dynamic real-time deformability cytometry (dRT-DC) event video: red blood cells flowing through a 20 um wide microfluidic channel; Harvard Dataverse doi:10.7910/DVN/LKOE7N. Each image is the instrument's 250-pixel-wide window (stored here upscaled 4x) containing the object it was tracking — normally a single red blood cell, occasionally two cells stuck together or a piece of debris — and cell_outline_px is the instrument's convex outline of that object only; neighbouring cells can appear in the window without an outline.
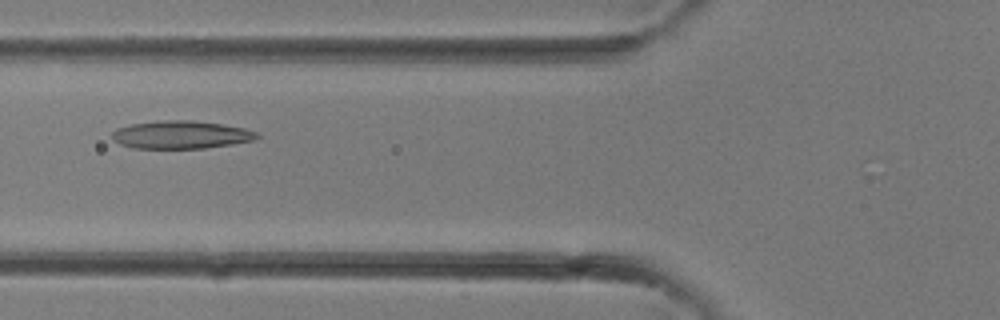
{"species": "common noctule bat (a hibernating species)", "species_latin": "Nyctalus noctula", "temperature_condition": "room temperature", "stored_images_in_passage": 22, "camera_frame_rate_fps": 3000, "um_per_image_px": 0.085, "animal": {"sex": "female"}, "frame": {"image": 1, "passage_image": 4, "time_ms": 1.0, "image_size_px": [1000, 320], "cell_outline_px": [[260, 136], [256, 140], [232, 144], [204, 148], [132, 148], [120, 144], [112, 140], [112, 132], [116, 128], [132, 124], [156, 120], [192, 120], [220, 124], [244, 128], [256, 132]], "centroid_in_image_um": [15.36, 11.45], "position_along_channel_um": 110.4, "area_um2": 23.64}}
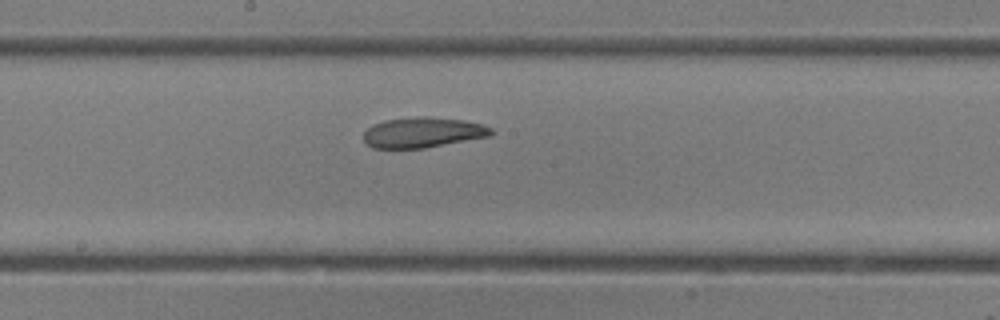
{"frame": {"image": 2, "passage_image": 9, "time_ms": 2.667, "image_size_px": [1000, 320], "cell_outline_px": [[496, 132], [492, 136], [424, 148], [372, 148], [364, 144], [364, 132], [372, 124], [384, 120], [420, 116], [428, 116], [464, 120], [484, 124], [492, 128]], "centroid_in_image_um": [35.97, 11.25], "position_along_channel_um": 212.2, "area_um2": 22.95}}
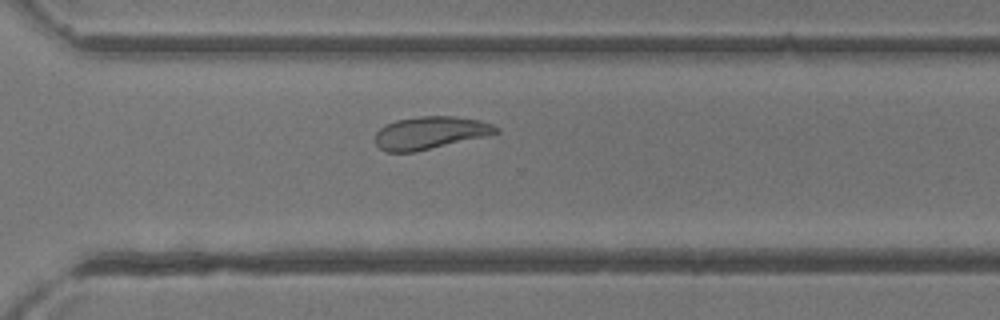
{"frame": {"image": 3, "passage_image": 15, "time_ms": 4.667, "image_size_px": [1000, 320], "cell_outline_px": [[500, 132], [488, 136], [416, 152], [384, 152], [376, 144], [376, 132], [380, 128], [396, 120], [416, 116], [456, 116], [476, 120], [492, 124], [500, 128]], "centroid_in_image_um": [36.58, 11.3], "position_along_channel_um": 334.0, "area_um2": 23.12}}